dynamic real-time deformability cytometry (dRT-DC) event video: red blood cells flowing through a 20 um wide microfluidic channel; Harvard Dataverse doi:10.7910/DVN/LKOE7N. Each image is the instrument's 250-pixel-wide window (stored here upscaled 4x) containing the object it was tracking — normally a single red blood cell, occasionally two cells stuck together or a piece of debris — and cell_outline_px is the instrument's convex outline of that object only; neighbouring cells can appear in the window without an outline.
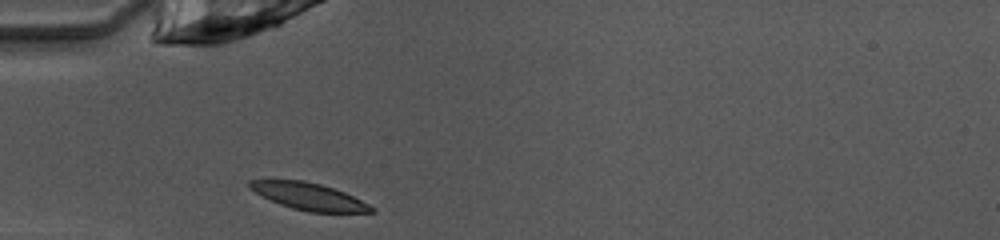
{"species": "common noctule bat (a hibernating species)", "species_latin": "Nyctalus noctula", "temperature_condition": "warm", "stored_images_in_passage": 35, "camera_frame_rate_fps": 3000, "um_per_image_px": 0.085, "animal": {"sex": "female", "body_mass_g": 10.0, "forearm_length_mm": 53.1}, "frame": {"image": 1, "passage_image": 1, "time_ms": 0.0, "image_size_px": [1000, 240], "cell_outline_px": [[376, 212], [308, 212], [292, 208], [280, 204], [248, 188], [248, 180], [304, 180], [320, 184], [344, 192], [376, 208]], "centroid_in_image_um": [26.26, 16.69], "position_along_channel_um": 58.7, "area_um2": 18.9}}
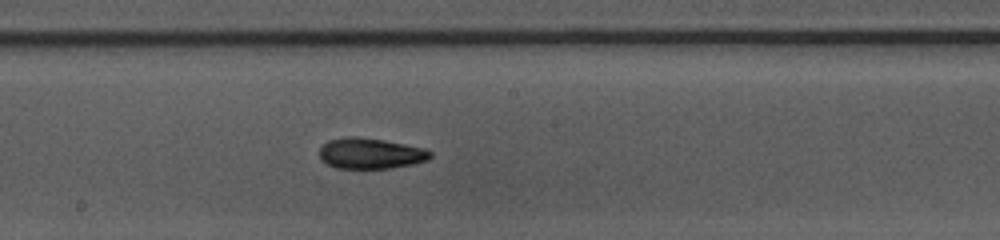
{"frame": {"image": 2, "passage_image": 13, "time_ms": 4.0, "image_size_px": [1000, 240], "cell_outline_px": [[432, 156], [428, 160], [412, 164], [392, 168], [336, 168], [320, 160], [320, 148], [328, 140], [344, 136], [352, 136], [384, 140], [424, 148], [432, 152]], "centroid_in_image_um": [31.49, 13.04], "position_along_channel_um": 216.7, "area_um2": 19.88}}
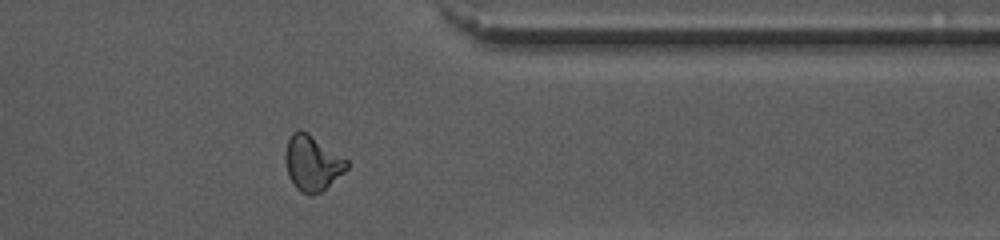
{"frame": {"image": 3, "passage_image": 26, "time_ms": 8.333, "image_size_px": [1000, 240], "cell_outline_px": [[348, 168], [344, 172], [320, 192], [308, 196], [300, 192], [296, 188], [288, 176], [284, 160], [284, 152], [288, 140], [292, 132], [300, 128], [308, 132], [348, 160]], "centroid_in_image_um": [26.51, 13.84], "position_along_channel_um": 384.9, "area_um2": 20.0}, "authors_computed_cell_mechanics": {"area_um2": 19.363, "velocity_mm_per_s": 4.0391, "shape_relaxation_time_tau1_ms": 6.1282, "shape_relaxation_time_tau2_ms": 2.2482, "deformation_change_tau1": 0.1905, "deformation_change_tau2": 0.0881}}